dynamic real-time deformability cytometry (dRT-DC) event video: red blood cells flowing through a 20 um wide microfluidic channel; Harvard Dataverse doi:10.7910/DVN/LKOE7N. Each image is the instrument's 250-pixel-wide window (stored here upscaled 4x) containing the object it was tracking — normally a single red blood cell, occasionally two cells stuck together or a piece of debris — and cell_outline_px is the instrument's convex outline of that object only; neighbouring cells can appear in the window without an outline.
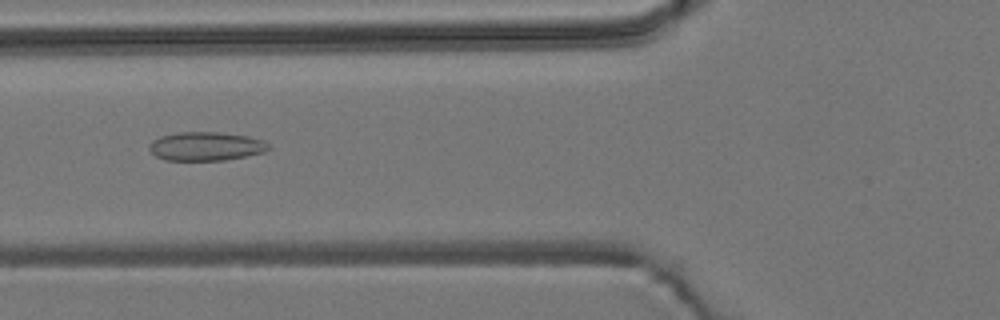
{"species": "common noctule bat (a hibernating species)", "species_latin": "Nyctalus noctula", "temperature_condition": "room temperature", "stored_images_in_passage": 38, "camera_frame_rate_fps": 3000, "um_per_image_px": 0.085, "animal": {"sex": "male", "body_mass_g": 19.2, "forearm_length_mm": 51.8}, "frame": {"image": 1, "passage_image": 5, "time_ms": 1.333, "image_size_px": [1000, 320], "cell_outline_px": [[272, 148], [264, 152], [224, 160], [164, 160], [156, 156], [148, 148], [148, 144], [152, 140], [160, 136], [180, 132], [216, 132], [248, 136], [264, 140]], "centroid_in_image_um": [17.49, 12.43], "position_along_channel_um": 108.3, "area_um2": 20.0}}
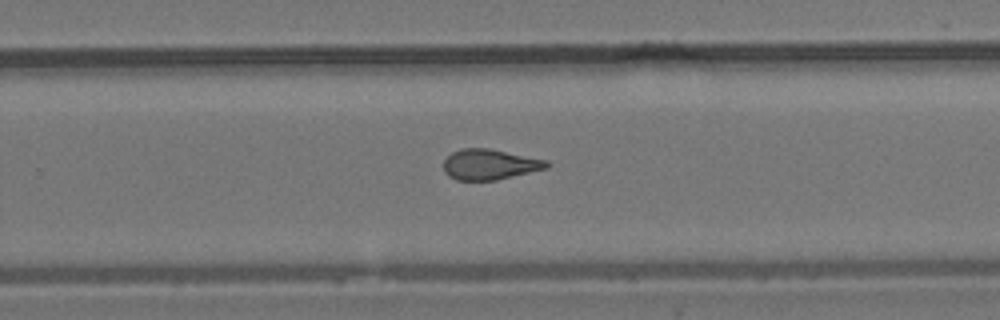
{"frame": {"image": 2, "passage_image": 19, "time_ms": 6.0, "image_size_px": [1000, 320], "cell_outline_px": [[552, 164], [548, 168], [496, 180], [456, 180], [448, 176], [444, 172], [444, 160], [452, 152], [460, 148], [488, 148], [548, 160]], "centroid_in_image_um": [41.63, 13.97], "position_along_channel_um": 288.2, "area_um2": 18.44}}
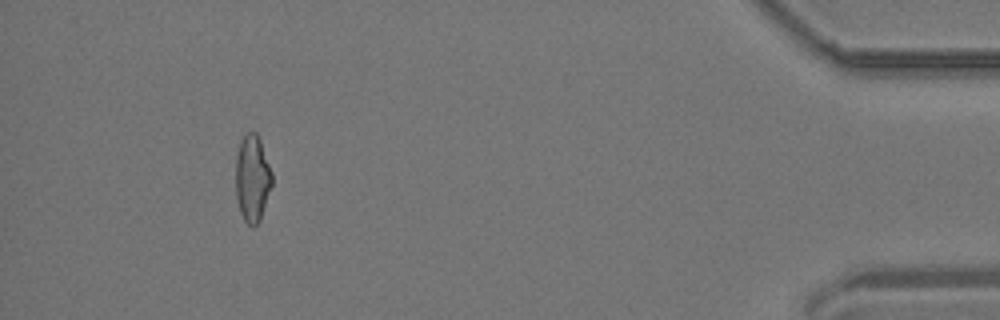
{"frame": {"image": 3, "passage_image": 34, "time_ms": 11.0, "image_size_px": [1000, 320], "cell_outline_px": [[272, 184], [260, 220], [252, 228], [244, 220], [240, 212], [236, 196], [236, 156], [240, 140], [248, 132], [256, 132], [260, 140], [272, 172]], "centroid_in_image_um": [21.44, 15.16], "position_along_channel_um": 413.8, "area_um2": 18.32}, "authors_computed_cell_mechanics": {"area_um2": 18.7561, "velocity_mm_per_s": 3.8627, "shape_relaxation_time_tau1_ms": null, "shape_relaxation_time_tau2_ms": 1.7492, "deformation_change_tau1": null, "deformation_change_tau2": 0.1038}}